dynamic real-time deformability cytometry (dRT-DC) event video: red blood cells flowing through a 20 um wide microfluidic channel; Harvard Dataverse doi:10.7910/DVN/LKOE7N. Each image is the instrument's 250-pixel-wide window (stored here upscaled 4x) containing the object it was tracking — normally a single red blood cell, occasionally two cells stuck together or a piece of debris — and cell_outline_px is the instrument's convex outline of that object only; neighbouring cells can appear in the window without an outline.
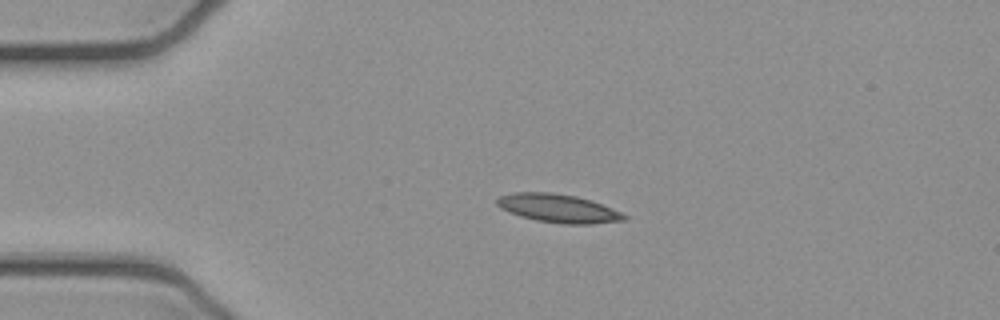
{"species": "common noctule bat (a hibernating species)", "species_latin": "Nyctalus noctula", "temperature_condition": "cold", "stored_images_in_passage": 2, "camera_frame_rate_fps": 3000, "um_per_image_px": 0.085, "animal": {"sex": "female", "body_mass_g": 21.9}, "frame": {"image": 1, "passage_image": 1, "time_ms": 0.0, "image_size_px": [1000, 320], "cell_outline_px": [[628, 216], [624, 220], [592, 224], [564, 224], [536, 220], [520, 216], [508, 212], [500, 208], [496, 204], [496, 200], [500, 196], [512, 192], [552, 192], [576, 196], [612, 208]], "centroid_in_image_um": [47.4, 17.71], "position_along_channel_um": 37.6, "area_um2": 20.98}}